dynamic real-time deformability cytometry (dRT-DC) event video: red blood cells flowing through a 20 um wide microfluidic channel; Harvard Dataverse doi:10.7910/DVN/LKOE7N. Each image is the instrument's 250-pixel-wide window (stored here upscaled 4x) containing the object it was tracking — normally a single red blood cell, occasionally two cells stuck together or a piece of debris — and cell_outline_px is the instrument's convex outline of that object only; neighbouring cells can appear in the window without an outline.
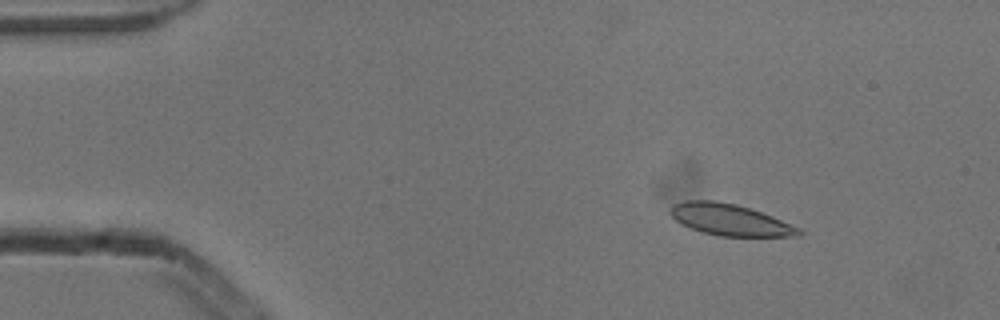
{"species": "common noctule bat (a hibernating species)", "species_latin": "Nyctalus noctula", "temperature_condition": "cold", "stored_images_in_passage": 5, "camera_frame_rate_fps": 3000, "um_per_image_px": 0.085, "animal": {"sex": "male", "body_mass_g": 13.3}, "frame": {"image": 1, "passage_image": 2, "time_ms": 0.333, "image_size_px": [1000, 320], "cell_outline_px": [[804, 232], [800, 236], [720, 236], [700, 232], [680, 224], [668, 212], [672, 204], [684, 200], [716, 200], [736, 204], [772, 216], [800, 228]], "centroid_in_image_um": [62.0, 18.68], "position_along_channel_um": 23.0, "area_um2": 23.7}}
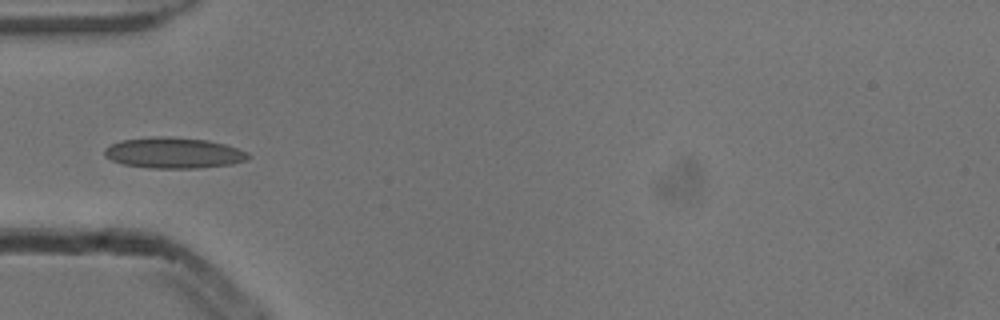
{"frame": {"image": 2, "passage_image": 4, "time_ms": 1.0, "image_size_px": [1000, 320], "cell_outline_px": [[248, 160], [232, 164], [200, 168], [152, 168], [124, 164], [112, 160], [104, 156], [104, 148], [112, 144], [124, 140], [208, 140], [224, 144], [248, 152]], "centroid_in_image_um": [14.82, 13.07], "position_along_channel_um": 70.2, "area_um2": 24.33}}
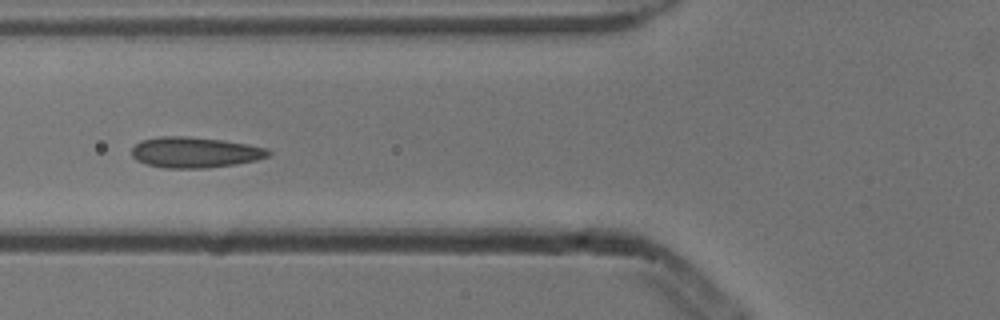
{"frame": {"image": 3, "passage_image": 5, "time_ms": 1.333, "image_size_px": [1000, 320], "cell_outline_px": [[272, 152], [268, 156], [256, 160], [236, 164], [208, 168], [164, 168], [148, 164], [136, 160], [132, 156], [132, 148], [140, 140], [160, 136], [188, 136], [224, 140], [268, 148]], "centroid_in_image_um": [16.57, 12.94], "position_along_channel_um": 109.2, "area_um2": 24.57}}